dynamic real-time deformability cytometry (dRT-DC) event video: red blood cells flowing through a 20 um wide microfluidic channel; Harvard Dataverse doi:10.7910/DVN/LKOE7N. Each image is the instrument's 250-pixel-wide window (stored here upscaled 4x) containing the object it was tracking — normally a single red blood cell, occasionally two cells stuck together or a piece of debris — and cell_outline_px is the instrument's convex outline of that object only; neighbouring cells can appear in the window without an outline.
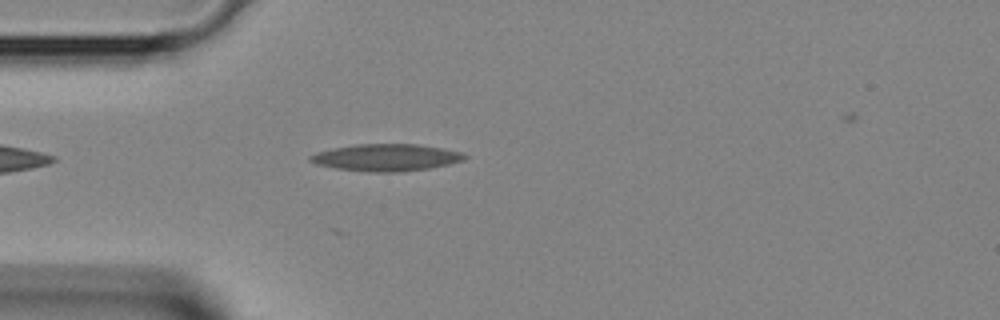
{"species": "Egyptian fruit bat (a non-hibernating species)", "species_latin": "Rousettus aegyptiacus", "temperature_condition": "room temperature", "stored_images_in_passage": 4, "camera_frame_rate_fps": 3000, "um_per_image_px": 0.085, "animal": {"sex": "female"}, "frame": {"image": 1, "passage_image": 4, "time_ms": 1.0, "image_size_px": [1000, 320], "cell_outline_px": [[468, 156], [464, 160], [448, 164], [428, 168], [396, 172], [368, 172], [336, 168], [316, 164], [308, 160], [308, 156], [316, 152], [332, 148], [356, 144], [416, 144], [444, 148], [464, 152]], "centroid_in_image_um": [32.82, 13.38], "position_along_channel_um": 52.2, "area_um2": 24.39}}